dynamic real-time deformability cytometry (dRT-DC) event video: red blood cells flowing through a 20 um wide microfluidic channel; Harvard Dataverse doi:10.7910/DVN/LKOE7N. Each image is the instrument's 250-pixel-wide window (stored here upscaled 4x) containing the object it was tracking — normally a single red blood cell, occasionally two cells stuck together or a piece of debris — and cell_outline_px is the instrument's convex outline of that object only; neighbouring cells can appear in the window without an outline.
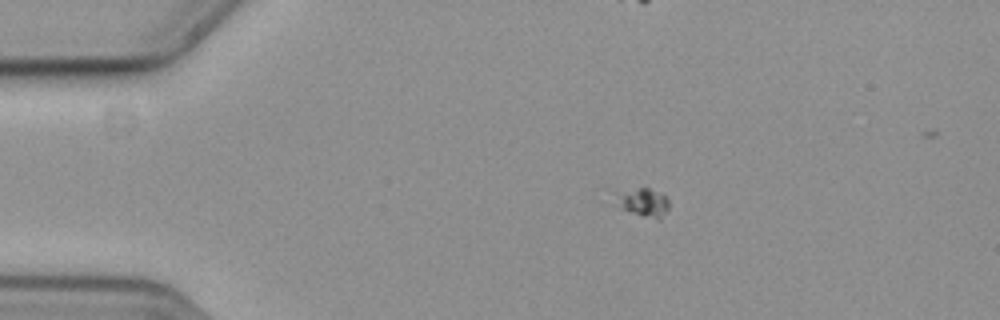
{"species": "common noctule bat (a hibernating species)", "species_latin": "Nyctalus noctula", "temperature_condition": "cold", "stored_images_in_passage": 50, "camera_frame_rate_fps": 3000, "um_per_image_px": 0.085, "animal": {"sex": "female", "body_mass_g": 19.3, "forearm_length_mm": 54.1}, "frame": {"image": 1, "passage_image": 2, "time_ms": 0.333, "image_size_px": [1000, 320], "cell_outline_px": [[668, 208], [660, 220], [656, 220], [628, 212], [604, 200], [604, 188], [648, 188], [664, 196], [668, 200]], "centroid_in_image_um": [54.24, 17.13], "position_along_channel_um": 30.8, "area_um2": 10.46}}